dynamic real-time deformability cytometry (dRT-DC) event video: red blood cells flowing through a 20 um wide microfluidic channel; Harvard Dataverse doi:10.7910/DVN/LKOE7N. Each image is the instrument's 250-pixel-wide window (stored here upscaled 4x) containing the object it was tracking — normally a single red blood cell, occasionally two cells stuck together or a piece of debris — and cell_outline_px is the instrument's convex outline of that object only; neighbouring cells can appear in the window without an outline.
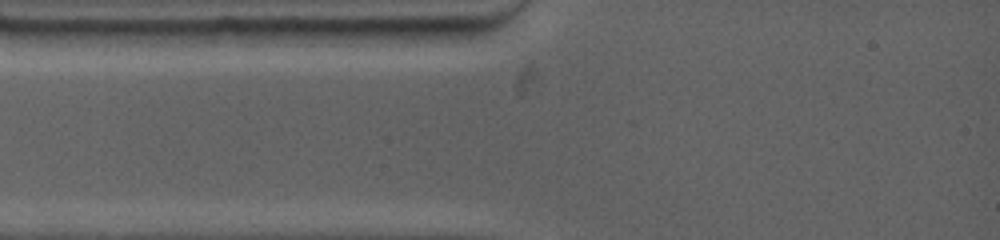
{"species": "common noctule bat (a hibernating species)", "species_latin": "Nyctalus noctula", "temperature_condition": "warm", "stored_images_in_passage": 2, "segment_of_instrument_passage": [1, 2], "camera_frame_rate_fps": 4500, "um_per_image_px": 0.085, "animal": {"sex": "female", "body_mass_g": 19.0, "forearm_length_mm": 53.3}, "frame": {"image": 1, "passage_image": 1, "time_ms": 0.0, "image_size_px": [1000, 240], "cell_outline_px": [[148, 32], [128, 44], [44, 44], [32, 32], [68, 28], [124, 28]], "centroid_in_image_um": [7.58, 3.06], "position_along_channel_um": 77.4, "area_um2": 11.16}}